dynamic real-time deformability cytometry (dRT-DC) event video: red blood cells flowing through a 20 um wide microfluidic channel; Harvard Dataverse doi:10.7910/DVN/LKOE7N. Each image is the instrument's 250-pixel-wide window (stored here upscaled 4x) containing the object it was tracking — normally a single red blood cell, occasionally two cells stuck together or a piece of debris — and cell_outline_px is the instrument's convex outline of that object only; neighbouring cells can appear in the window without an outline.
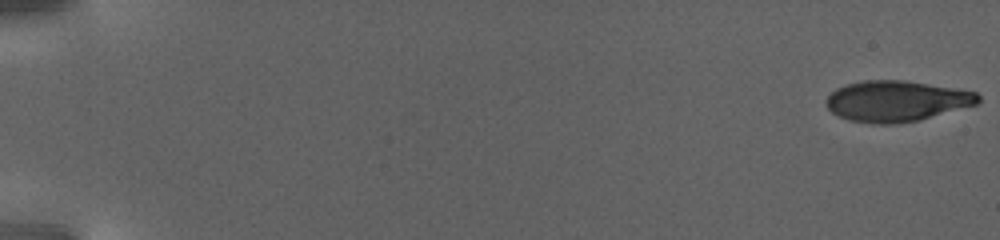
{"species": "human", "species_latin": "Homo sapiens", "temperature_condition": "warm", "stored_images_in_passage": 104, "camera_frame_rate_fps": 3000, "um_per_image_px": 0.085, "donor": {"sex": "female"}, "frame": {"image": 1, "passage_image": 1, "time_ms": 0.0, "image_size_px": [1000, 240], "cell_outline_px": [[980, 100], [976, 104], [920, 120], [892, 124], [872, 124], [848, 120], [832, 112], [824, 104], [824, 100], [836, 88], [848, 84], [864, 80], [904, 80], [976, 92], [980, 96]], "centroid_in_image_um": [76.16, 8.6], "position_along_channel_um": 8.8, "area_um2": 36.01}}
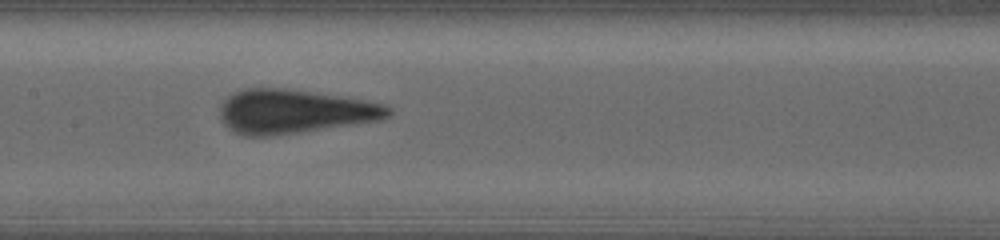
{"frame": {"image": 2, "passage_image": 55, "time_ms": 18.0, "image_size_px": [1000, 240], "cell_outline_px": [[392, 112], [388, 116], [380, 120], [268, 136], [244, 136], [228, 128], [224, 124], [220, 116], [220, 108], [224, 100], [232, 92], [244, 88], [284, 88], [364, 100], [384, 104], [392, 108]], "centroid_in_image_um": [24.97, 9.46], "position_along_channel_um": 182.4, "area_um2": 42.66}}
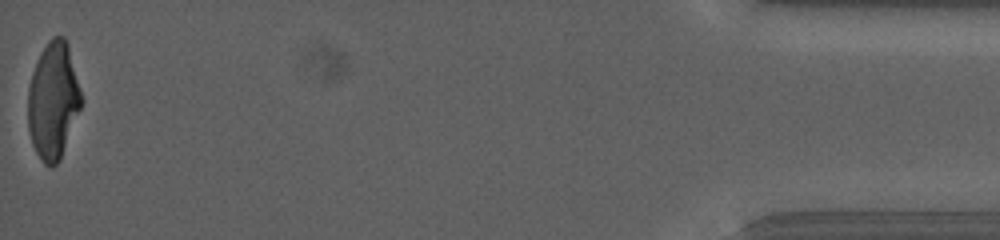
{"frame": {"image": 3, "passage_image": 104, "time_ms": 34.333, "image_size_px": [1000, 240], "cell_outline_px": [[84, 100], [60, 160], [52, 168], [44, 164], [36, 152], [32, 144], [28, 128], [28, 88], [32, 72], [40, 52], [48, 40], [52, 36], [64, 36], [68, 44]], "centroid_in_image_um": [4.53, 8.54], "position_along_channel_um": 430.7, "area_um2": 36.7}}